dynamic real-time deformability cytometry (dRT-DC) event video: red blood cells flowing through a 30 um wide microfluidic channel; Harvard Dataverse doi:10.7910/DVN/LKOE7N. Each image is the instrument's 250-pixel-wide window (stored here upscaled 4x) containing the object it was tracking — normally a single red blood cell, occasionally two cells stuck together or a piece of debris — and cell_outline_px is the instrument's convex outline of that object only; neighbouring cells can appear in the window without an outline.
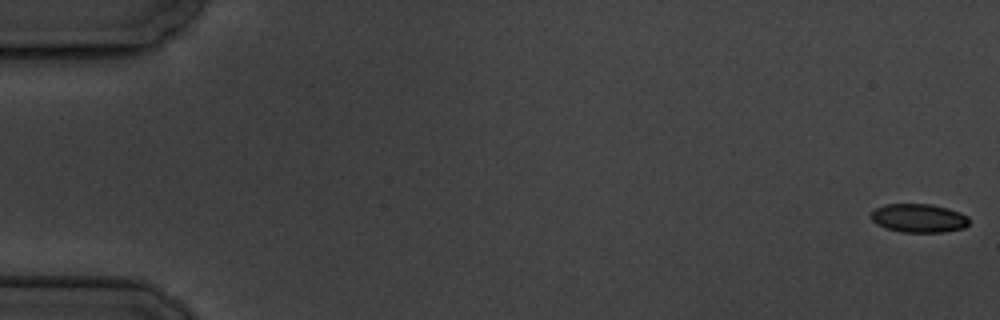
{"species": "common noctule bat (a hibernating species)", "species_latin": "Nyctalus noctula", "temperature_condition": "cold", "stored_images_in_passage": 2, "segment_of_instrument_passage": [2, 2], "camera_frame_rate_fps": 3000, "um_per_image_px": 0.085, "animal": {"sex": "male", "body_mass_g": 19.5, "forearm_length_mm": 54.6}, "frame": {"image": 1, "passage_image": 2, "time_ms": 2.333, "image_size_px": [1000, 320], "cell_outline_px": [[968, 224], [964, 228], [944, 232], [900, 232], [884, 228], [876, 224], [872, 220], [872, 212], [876, 208], [884, 204], [932, 204], [948, 208], [960, 212], [968, 216]], "centroid_in_image_um": [78.09, 18.54], "position_along_channel_um": 6.9, "area_um2": 16.47}}